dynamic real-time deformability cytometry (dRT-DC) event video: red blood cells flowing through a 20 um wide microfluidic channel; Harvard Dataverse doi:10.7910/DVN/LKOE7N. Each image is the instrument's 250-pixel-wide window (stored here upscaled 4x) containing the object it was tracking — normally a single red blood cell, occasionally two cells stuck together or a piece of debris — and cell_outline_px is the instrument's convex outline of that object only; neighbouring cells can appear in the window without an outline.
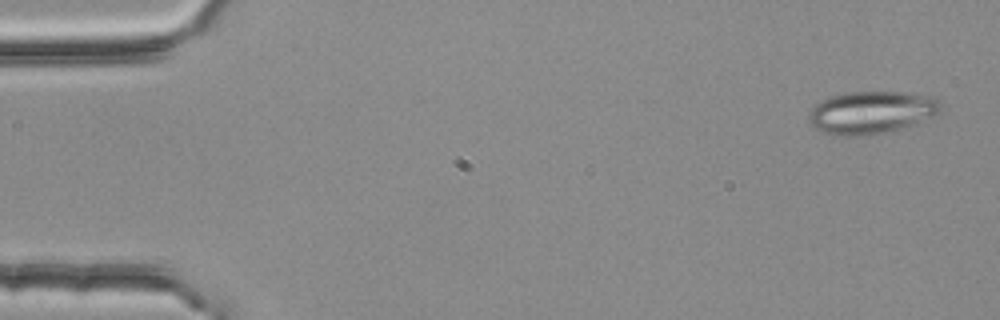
{"species": "common noctule bat (a hibernating species)", "species_latin": "Nyctalus noctula", "temperature_condition": "room temperature", "stored_images_in_passage": 4, "camera_frame_rate_fps": 3000, "um_per_image_px": 0.085, "animal": {"sex": "female", "body_mass_g": 25.1}, "frame": {"image": 1, "passage_image": 1, "time_ms": 0.0, "image_size_px": [1000, 320], "cell_outline_px": [[940, 112], [912, 124], [900, 128], [880, 132], [856, 136], [840, 136], [820, 132], [808, 120], [808, 116], [812, 108], [820, 100], [828, 96], [848, 92], [904, 92], [940, 100]], "centroid_in_image_um": [73.97, 9.55], "position_along_channel_um": 11.0, "area_um2": 32.14}}
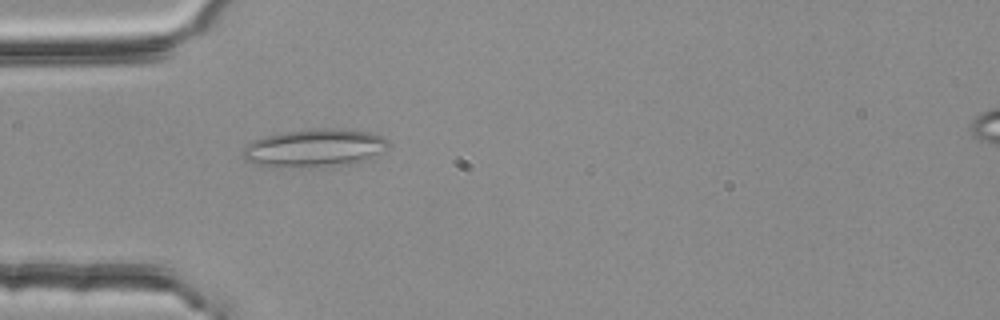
{"frame": {"image": 2, "passage_image": 4, "time_ms": 1.0, "image_size_px": [1000, 320], "cell_outline_px": [[388, 144], [384, 152], [368, 160], [340, 164], [300, 168], [256, 164], [240, 156], [240, 152], [252, 140], [264, 136], [288, 132], [316, 128], [340, 128], [368, 132], [380, 136], [388, 140]], "centroid_in_image_um": [26.73, 12.57], "position_along_channel_um": 58.3, "area_um2": 32.08}}